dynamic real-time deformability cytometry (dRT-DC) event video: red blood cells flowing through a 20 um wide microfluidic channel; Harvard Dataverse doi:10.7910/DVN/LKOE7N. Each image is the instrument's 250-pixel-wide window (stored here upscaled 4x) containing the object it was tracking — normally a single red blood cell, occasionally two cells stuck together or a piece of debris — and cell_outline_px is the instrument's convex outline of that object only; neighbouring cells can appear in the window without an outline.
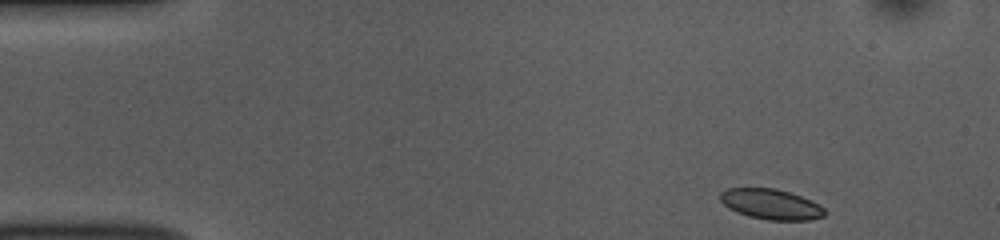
{"species": "common noctule bat (a hibernating species)", "species_latin": "Nyctalus noctula", "temperature_condition": "room temperature", "stored_images_in_passage": 48, "camera_frame_rate_fps": 3000, "um_per_image_px": 0.085, "animal": {"sex": "female", "body_mass_g": 10.0, "forearm_length_mm": 53.1}, "frame": {"image": 1, "passage_image": 1, "time_ms": 0.0, "image_size_px": [1000, 240], "cell_outline_px": [[828, 212], [824, 216], [808, 220], [768, 220], [748, 216], [736, 212], [728, 208], [720, 200], [720, 192], [728, 188], [776, 188], [800, 196], [824, 208]], "centroid_in_image_um": [65.5, 17.36], "position_along_channel_um": 19.5, "area_um2": 18.38}}
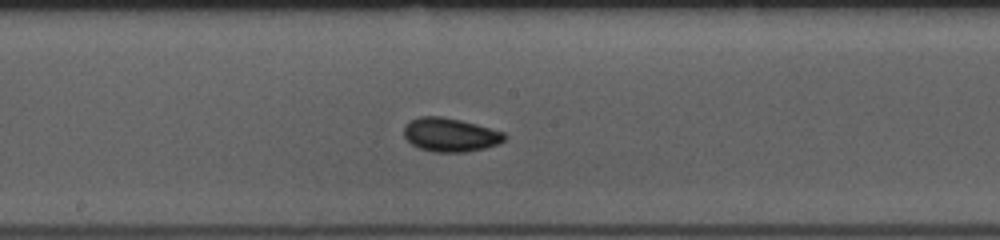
{"frame": {"image": 2, "passage_image": 23, "time_ms": 7.333, "image_size_px": [1000, 240], "cell_outline_px": [[508, 136], [504, 140], [496, 144], [484, 148], [464, 152], [436, 152], [420, 148], [412, 144], [404, 136], [404, 124], [420, 116], [440, 116], [460, 120], [476, 124], [504, 132]], "centroid_in_image_um": [38.26, 11.45], "position_along_channel_um": 209.9, "area_um2": 19.59}}
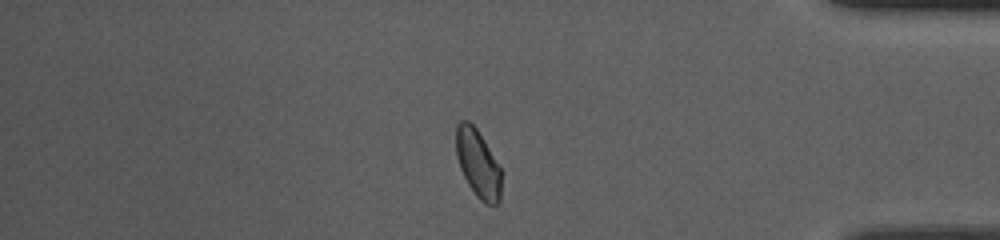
{"frame": {"image": 3, "passage_image": 40, "time_ms": 13.0, "image_size_px": [1000, 240], "cell_outline_px": [[500, 200], [496, 204], [484, 204], [476, 196], [468, 184], [460, 168], [456, 156], [456, 124], [460, 120], [468, 120], [476, 128], [500, 168]], "centroid_in_image_um": [40.59, 13.9], "position_along_channel_um": 394.6, "area_um2": 17.63}, "authors_computed_cell_mechanics": {"area_um2": 18.6694, "velocity_mm_per_s": 3.7617, "shape_relaxation_time_tau1_ms": 3.8103, "shape_relaxation_time_tau2_ms": 7.2395, "deformation_change_tau1": 0.0866, "deformation_change_tau2": 0.092}}